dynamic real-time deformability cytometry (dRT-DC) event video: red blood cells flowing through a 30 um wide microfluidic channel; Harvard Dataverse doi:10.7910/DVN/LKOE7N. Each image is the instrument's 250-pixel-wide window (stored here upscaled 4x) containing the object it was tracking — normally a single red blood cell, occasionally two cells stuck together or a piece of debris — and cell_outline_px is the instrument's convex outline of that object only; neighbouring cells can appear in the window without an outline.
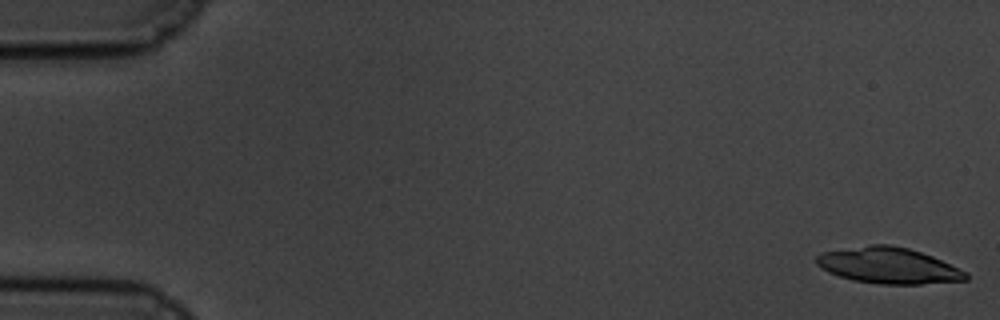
{"species": "common noctule bat (a hibernating species)", "species_latin": "Nyctalus noctula", "temperature_condition": "cold", "stored_images_in_passage": 41, "camera_frame_rate_fps": 3000, "um_per_image_px": 0.085, "animal": {"sex": "male", "body_mass_g": 19.5, "forearm_length_mm": 54.6}, "frame": {"image": 1, "passage_image": 1, "time_ms": 0.0, "image_size_px": [1000, 320], "cell_outline_px": [[968, 280], [920, 284], [880, 284], [852, 280], [828, 272], [820, 268], [816, 264], [816, 256], [820, 252], [868, 244], [892, 244], [908, 248], [932, 256], [968, 272]], "centroid_in_image_um": [75.5, 22.56], "position_along_channel_um": 9.5, "area_um2": 31.62}}